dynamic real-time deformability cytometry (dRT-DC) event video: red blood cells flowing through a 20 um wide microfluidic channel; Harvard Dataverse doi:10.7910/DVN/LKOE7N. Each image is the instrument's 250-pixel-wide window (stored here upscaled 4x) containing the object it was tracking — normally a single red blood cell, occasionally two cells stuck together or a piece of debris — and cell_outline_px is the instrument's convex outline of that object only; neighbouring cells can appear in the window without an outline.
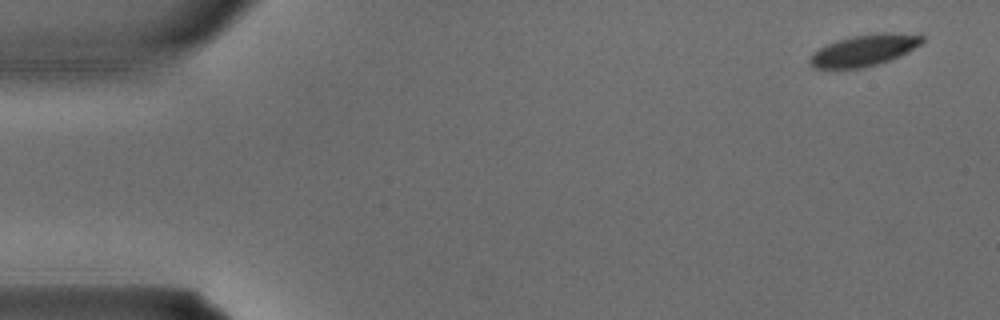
{"species": "common noctule bat (a hibernating species)", "species_latin": "Nyctalus noctula", "temperature_condition": "warm", "stored_images_in_passage": 2, "camera_frame_rate_fps": 3000, "um_per_image_px": 0.085, "animal": {"sex": "male", "body_mass_g": 15.6}, "frame": {"image": 1, "passage_image": 1, "time_ms": 0.0, "image_size_px": [1000, 320], "cell_outline_px": [[924, 40], [920, 44], [908, 52], [900, 56], [876, 64], [860, 68], [812, 68], [808, 64], [808, 60], [812, 52], [828, 44], [852, 36], [876, 32], [884, 32], [924, 36]], "centroid_in_image_um": [73.41, 4.28], "position_along_channel_um": 11.6, "area_um2": 20.35}}